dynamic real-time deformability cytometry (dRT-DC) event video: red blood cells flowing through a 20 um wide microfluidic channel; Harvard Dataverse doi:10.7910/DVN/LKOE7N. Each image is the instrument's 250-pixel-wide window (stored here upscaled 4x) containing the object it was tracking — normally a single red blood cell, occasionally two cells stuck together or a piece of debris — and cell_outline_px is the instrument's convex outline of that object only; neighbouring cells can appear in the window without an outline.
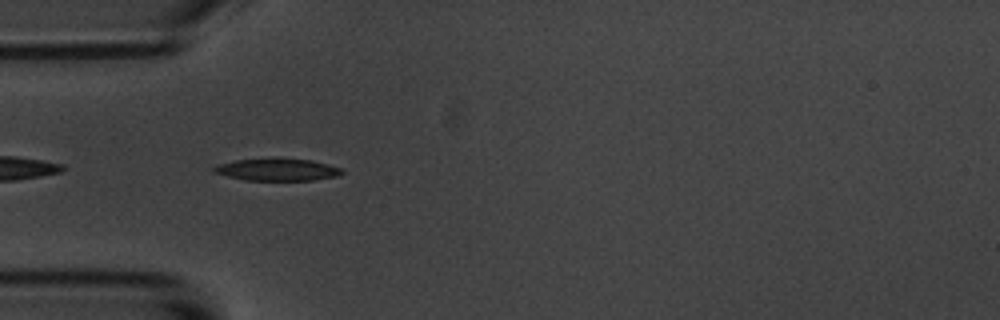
{"species": "common noctule bat (a hibernating species)", "species_latin": "Nyctalus noctula", "temperature_condition": "room temperature", "stored_images_in_passage": 6, "camera_frame_rate_fps": 3000, "um_per_image_px": 0.085, "animal": {"sex": "male", "body_mass_g": 20.1, "forearm_length_mm": 53.5}, "frame": {"image": 1, "passage_image": 4, "time_ms": 3.333, "image_size_px": [1000, 320], "cell_outline_px": [[344, 172], [336, 176], [312, 180], [244, 180], [212, 172], [212, 168], [216, 164], [236, 160], [312, 160], [328, 164], [340, 168]], "centroid_in_image_um": [23.53, 14.44], "position_along_channel_um": 61.5, "area_um2": 15.95}}
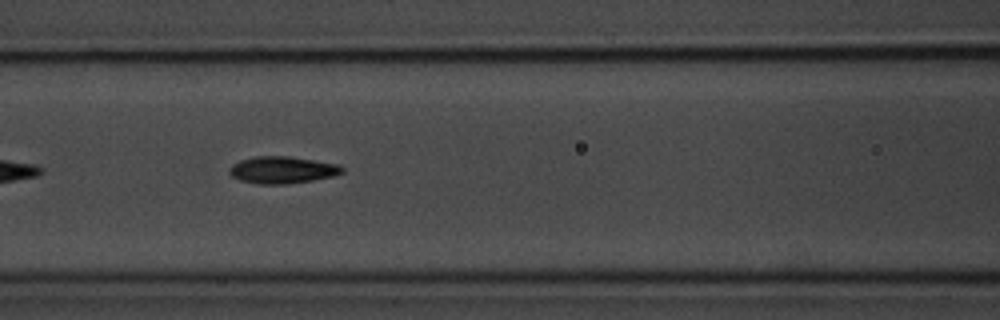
{"frame": {"image": 2, "passage_image": 6, "time_ms": 5.667, "image_size_px": [1000, 320], "cell_outline_px": [[344, 172], [332, 176], [312, 180], [288, 184], [256, 184], [240, 180], [232, 176], [228, 172], [228, 168], [232, 164], [240, 160], [256, 156], [288, 156], [336, 164], [344, 168]], "centroid_in_image_um": [23.94, 14.45], "position_along_channel_um": 142.7, "area_um2": 17.69}}